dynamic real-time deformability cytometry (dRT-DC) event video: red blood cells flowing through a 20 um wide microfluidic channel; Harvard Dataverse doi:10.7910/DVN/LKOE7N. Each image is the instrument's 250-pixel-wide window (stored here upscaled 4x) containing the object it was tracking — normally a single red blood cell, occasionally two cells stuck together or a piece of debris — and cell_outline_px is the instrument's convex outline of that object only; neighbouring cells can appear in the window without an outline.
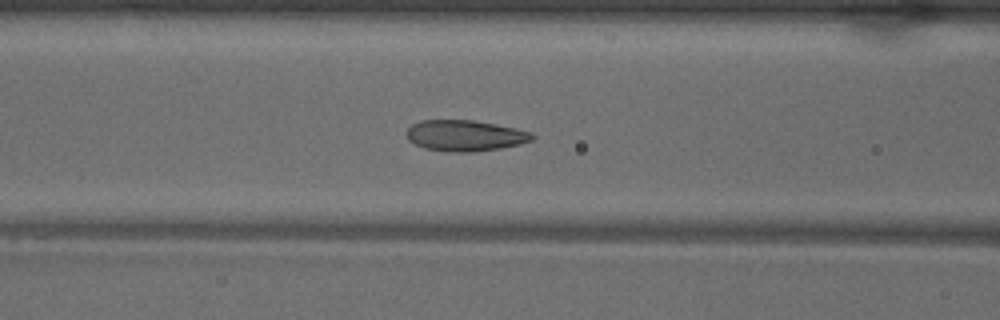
{"species": "common noctule bat (a hibernating species)", "species_latin": "Nyctalus noctula", "temperature_condition": "warm", "stored_images_in_passage": 39, "camera_frame_rate_fps": 3000, "um_per_image_px": 0.085, "animal": {"sex": "male", "body_mass_g": 18.8}, "frame": {"image": 1, "passage_image": 12, "time_ms": 3.667, "image_size_px": [1000, 320], "cell_outline_px": [[536, 136], [532, 140], [520, 144], [500, 148], [472, 152], [448, 152], [424, 148], [408, 140], [408, 128], [412, 124], [420, 120], [472, 120], [496, 124], [516, 128], [532, 132]], "centroid_in_image_um": [39.55, 11.52], "position_along_channel_um": 127.0, "area_um2": 22.72}}
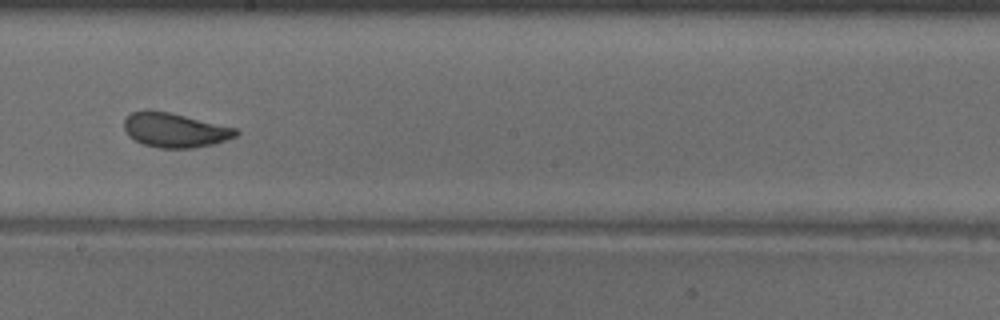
{"frame": {"image": 2, "passage_image": 20, "time_ms": 6.333, "image_size_px": [1000, 320], "cell_outline_px": [[240, 132], [236, 136], [212, 144], [192, 148], [160, 148], [144, 144], [128, 136], [124, 128], [124, 120], [132, 112], [148, 108], [168, 112], [236, 128]], "centroid_in_image_um": [14.82, 11.05], "position_along_channel_um": 233.4, "area_um2": 22.31}}
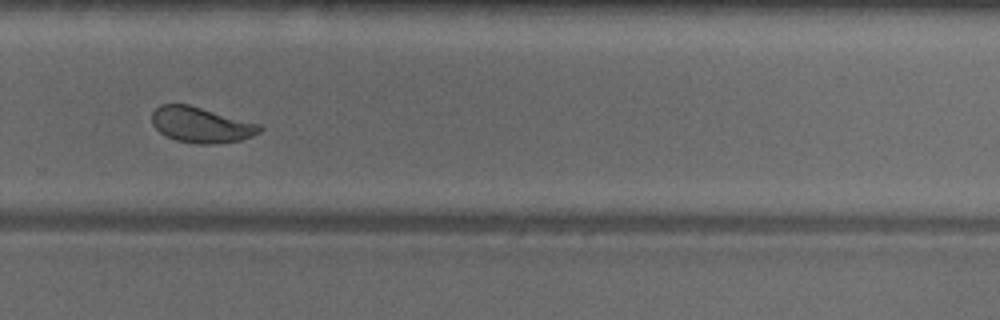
{"frame": {"image": 3, "passage_image": 26, "time_ms": 8.333, "image_size_px": [1000, 320], "cell_outline_px": [[264, 128], [260, 132], [252, 136], [240, 140], [208, 144], [196, 144], [176, 140], [164, 136], [152, 124], [152, 112], [160, 104], [188, 104], [260, 124]], "centroid_in_image_um": [17.08, 10.61], "position_along_channel_um": 312.7, "area_um2": 22.31}, "authors_computed_cell_mechanics": {"area_um2": 22.3108, "velocity_mm_per_s": 3.9793, "shape_relaxation_time_tau1_ms": 3.0334, "shape_relaxation_time_tau2_ms": 0.9436, "deformation_change_tau1": 0.1308, "deformation_change_tau2": 0.0705}}